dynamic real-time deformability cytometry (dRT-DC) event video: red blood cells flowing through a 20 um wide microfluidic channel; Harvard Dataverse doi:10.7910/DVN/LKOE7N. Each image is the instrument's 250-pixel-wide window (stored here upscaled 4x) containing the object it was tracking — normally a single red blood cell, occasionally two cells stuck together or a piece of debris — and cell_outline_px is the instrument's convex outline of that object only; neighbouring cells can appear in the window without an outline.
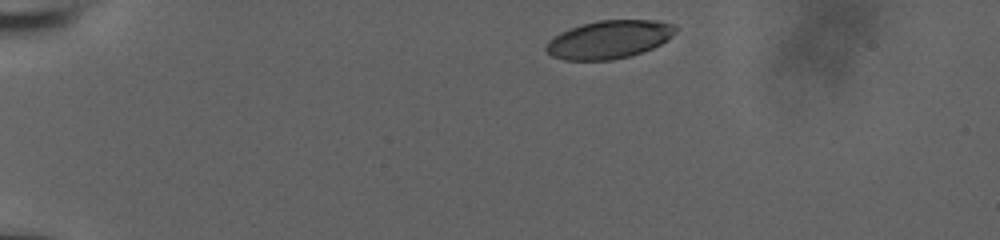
{"species": "human", "species_latin": "Homo sapiens", "temperature_condition": "room temperature", "stored_images_in_passage": 31, "camera_frame_rate_fps": 3000, "um_per_image_px": 0.085, "donor": {"sex": "male"}, "frame": {"image": 1, "passage_image": 1, "time_ms": 0.0, "image_size_px": [1000, 240], "cell_outline_px": [[676, 32], [672, 36], [660, 44], [652, 48], [628, 56], [612, 60], [564, 60], [552, 56], [544, 48], [548, 40], [560, 32], [568, 28], [580, 24], [600, 20], [656, 20], [676, 24]], "centroid_in_image_um": [51.75, 3.34], "position_along_channel_um": 33.3, "area_um2": 28.84}}
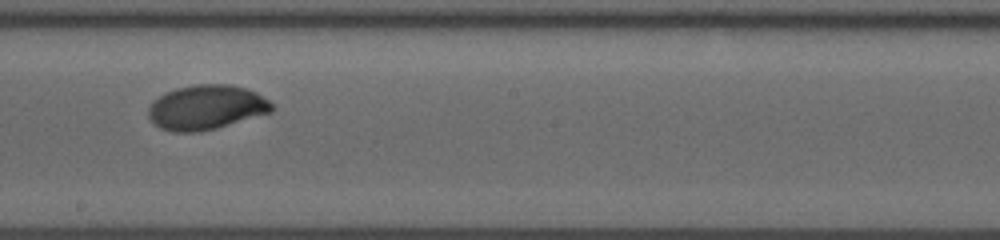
{"frame": {"image": 2, "passage_image": 18, "time_ms": 5.667, "image_size_px": [1000, 240], "cell_outline_px": [[272, 112], [216, 128], [200, 132], [172, 132], [160, 128], [152, 124], [148, 116], [148, 108], [160, 96], [176, 88], [196, 84], [232, 84], [256, 92], [268, 100], [272, 104]], "centroid_in_image_um": [17.52, 9.13], "position_along_channel_um": 230.7, "area_um2": 32.02}}
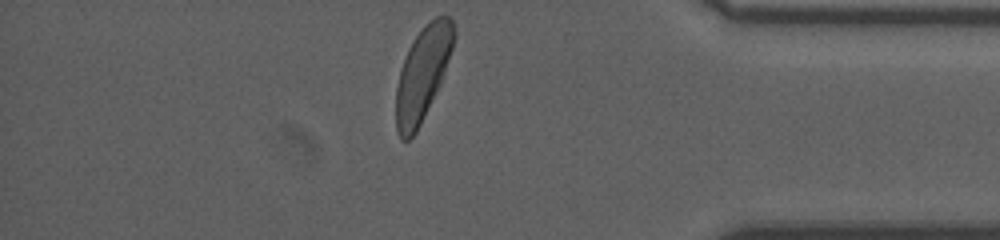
{"frame": {"image": 3, "passage_image": 31, "time_ms": 10.0, "image_size_px": [1000, 240], "cell_outline_px": [[456, 36], [440, 84], [416, 132], [408, 140], [400, 140], [396, 132], [396, 88], [400, 68], [408, 48], [424, 24], [436, 16], [448, 16], [452, 20], [456, 32]], "centroid_in_image_um": [35.91, 6.25], "position_along_channel_um": 399.3, "area_um2": 31.39}, "authors_computed_cell_mechanics": {"area_um2": 30.9808, "velocity_mm_per_s": 3.8733, "shape_relaxation_time_tau1_ms": 2.083, "shape_relaxation_time_tau2_ms": null, "deformation_change_tau1": 0.1437, "deformation_change_tau2": null}}